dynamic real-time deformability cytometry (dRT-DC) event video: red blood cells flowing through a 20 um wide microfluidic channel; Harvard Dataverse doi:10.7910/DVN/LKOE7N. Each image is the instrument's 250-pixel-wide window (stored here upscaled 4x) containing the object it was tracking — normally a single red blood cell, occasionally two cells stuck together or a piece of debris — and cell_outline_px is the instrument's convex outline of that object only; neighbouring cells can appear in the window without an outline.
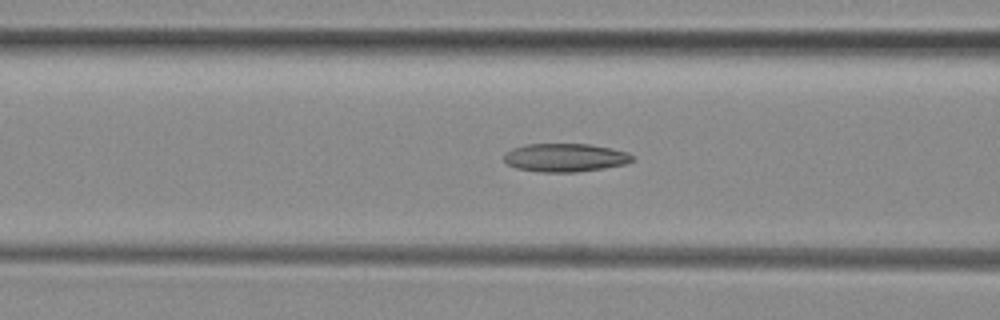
{"species": "common noctule bat (a hibernating species)", "species_latin": "Nyctalus noctula", "temperature_condition": "room temperature", "stored_images_in_passage": 53, "camera_frame_rate_fps": 3000, "um_per_image_px": 0.085, "animal": {"sex": "female", "body_mass_g": 29.2, "forearm_length_mm": 56.3}, "frame": {"image": 1, "passage_image": 20, "time_ms": 6.333, "image_size_px": [1000, 320], "cell_outline_px": [[636, 156], [632, 160], [624, 164], [604, 168], [576, 172], [540, 172], [516, 168], [508, 164], [504, 160], [504, 152], [512, 148], [524, 144], [588, 144], [612, 148], [628, 152]], "centroid_in_image_um": [48.03, 13.39], "position_along_channel_um": 118.6, "area_um2": 21.33}}
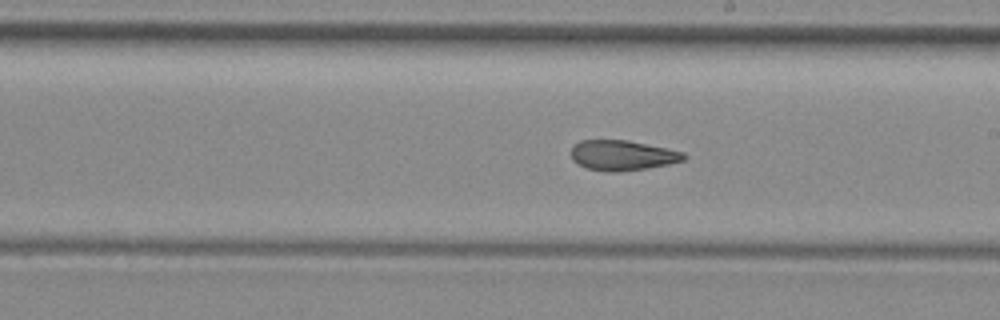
{"frame": {"image": 2, "passage_image": 29, "time_ms": 9.333, "image_size_px": [1000, 320], "cell_outline_px": [[688, 156], [684, 160], [668, 164], [648, 168], [620, 172], [608, 172], [584, 168], [572, 160], [572, 144], [580, 140], [628, 140], [684, 152]], "centroid_in_image_um": [52.88, 13.21], "position_along_channel_um": 236.1, "area_um2": 20.0}}
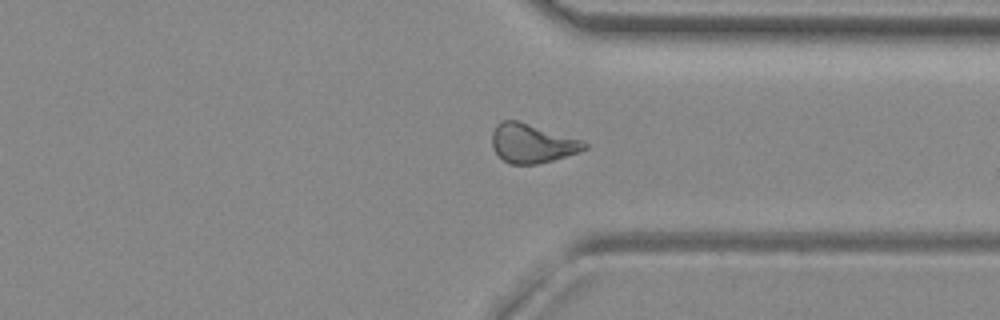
{"frame": {"image": 3, "passage_image": 39, "time_ms": 12.667, "image_size_px": [1000, 320], "cell_outline_px": [[588, 148], [552, 160], [536, 164], [508, 164], [492, 148], [492, 132], [496, 124], [504, 120], [516, 120], [580, 140], [588, 144]], "centroid_in_image_um": [45.17, 12.19], "position_along_channel_um": 366.2, "area_um2": 20.52}, "authors_computed_cell_mechanics": {"area_um2": 21.386, "velocity_mm_per_s": 3.9248, "shape_relaxation_time_tau1_ms": 7.5847, "shape_relaxation_time_tau2_ms": 2.542, "deformation_change_tau1": 0.1658, "deformation_change_tau2": 0.0919}}